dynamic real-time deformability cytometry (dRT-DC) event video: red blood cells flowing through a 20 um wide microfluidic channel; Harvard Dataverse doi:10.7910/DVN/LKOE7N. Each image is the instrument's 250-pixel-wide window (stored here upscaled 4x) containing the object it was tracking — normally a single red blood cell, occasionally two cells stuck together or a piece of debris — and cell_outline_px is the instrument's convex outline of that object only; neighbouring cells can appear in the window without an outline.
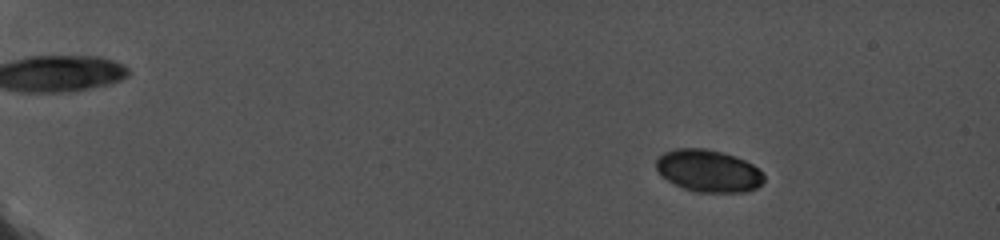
{"species": "common noctule bat (a hibernating species)", "species_latin": "Nyctalus noctula", "temperature_condition": "cold", "stored_images_in_passage": 34, "camera_frame_rate_fps": 5000, "um_per_image_px": 0.085, "animal": {"sex": "female", "body_mass_g": 19.0, "forearm_length_mm": 56.7}, "frame": {"image": 1, "passage_image": 13, "time_ms": 3.2, "image_size_px": [1000, 240], "cell_outline_px": [[764, 180], [756, 188], [744, 192], [696, 192], [684, 188], [668, 180], [656, 168], [656, 160], [664, 152], [676, 148], [704, 148], [736, 156], [752, 164], [764, 176]], "centroid_in_image_um": [60.21, 14.52], "position_along_channel_um": 24.8, "area_um2": 26.18}}
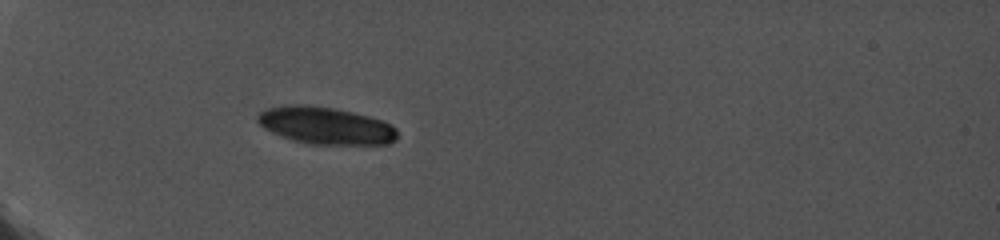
{"frame": {"image": 2, "passage_image": 29, "time_ms": 7.2, "image_size_px": [1000, 240], "cell_outline_px": [[396, 140], [388, 144], [308, 144], [292, 140], [272, 132], [264, 128], [256, 120], [256, 116], [260, 112], [268, 108], [288, 104], [304, 104], [332, 108], [352, 112], [368, 116], [392, 124], [396, 128]], "centroid_in_image_um": [27.66, 10.67], "position_along_channel_um": 57.3, "area_um2": 30.23}}